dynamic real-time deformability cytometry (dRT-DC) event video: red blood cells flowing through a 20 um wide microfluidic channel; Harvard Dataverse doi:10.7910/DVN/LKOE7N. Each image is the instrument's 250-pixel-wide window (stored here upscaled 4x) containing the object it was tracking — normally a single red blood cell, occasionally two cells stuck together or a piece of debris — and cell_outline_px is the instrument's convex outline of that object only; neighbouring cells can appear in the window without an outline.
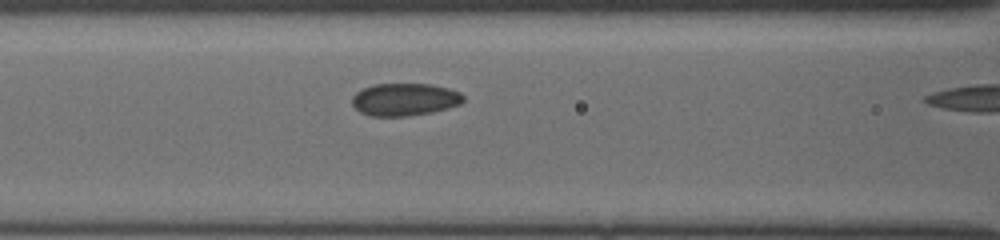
{"species": "common noctule bat (a hibernating species)", "species_latin": "Nyctalus noctula", "temperature_condition": "cold", "stored_images_in_passage": 7, "camera_frame_rate_fps": 3000, "um_per_image_px": 0.085, "animal": {"sex": "female", "body_mass_g": 19.5, "forearm_length_mm": 54.1}, "frame": {"image": 1, "passage_image": 6, "time_ms": 3.0, "image_size_px": [1000, 240], "cell_outline_px": [[464, 100], [460, 104], [448, 108], [432, 112], [408, 116], [372, 116], [360, 112], [352, 104], [352, 96], [356, 92], [372, 84], [432, 84], [448, 88], [460, 92], [464, 96]], "centroid_in_image_um": [34.4, 8.45], "position_along_channel_um": 132.2, "area_um2": 21.15}}